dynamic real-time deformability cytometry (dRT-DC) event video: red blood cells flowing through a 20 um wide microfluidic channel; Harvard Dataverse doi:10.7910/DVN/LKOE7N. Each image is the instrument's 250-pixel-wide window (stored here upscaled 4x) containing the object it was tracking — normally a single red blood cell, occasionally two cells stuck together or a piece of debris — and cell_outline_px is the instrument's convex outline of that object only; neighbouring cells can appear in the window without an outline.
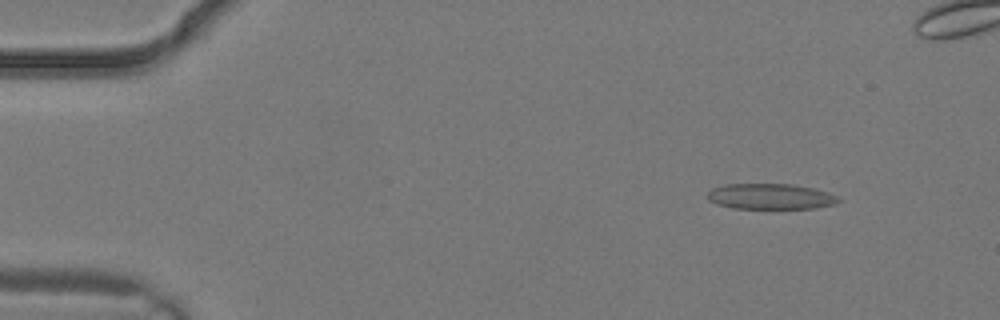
{"species": "common noctule bat (a hibernating species)", "species_latin": "Nyctalus noctula", "temperature_condition": "warm", "stored_images_in_passage": 3, "camera_frame_rate_fps": 3000, "um_per_image_px": 0.085, "animal": {"sex": "male", "body_mass_g": 19.2, "forearm_length_mm": 51.8}, "frame": {"image": 1, "passage_image": 1, "time_ms": 0.0, "image_size_px": [1000, 320], "cell_outline_px": [[840, 200], [836, 204], [816, 208], [732, 208], [716, 204], [708, 200], [708, 192], [712, 188], [724, 184], [792, 184], [812, 188], [828, 192], [836, 196]], "centroid_in_image_um": [65.47, 16.7], "position_along_channel_um": 19.5, "area_um2": 19.54}}